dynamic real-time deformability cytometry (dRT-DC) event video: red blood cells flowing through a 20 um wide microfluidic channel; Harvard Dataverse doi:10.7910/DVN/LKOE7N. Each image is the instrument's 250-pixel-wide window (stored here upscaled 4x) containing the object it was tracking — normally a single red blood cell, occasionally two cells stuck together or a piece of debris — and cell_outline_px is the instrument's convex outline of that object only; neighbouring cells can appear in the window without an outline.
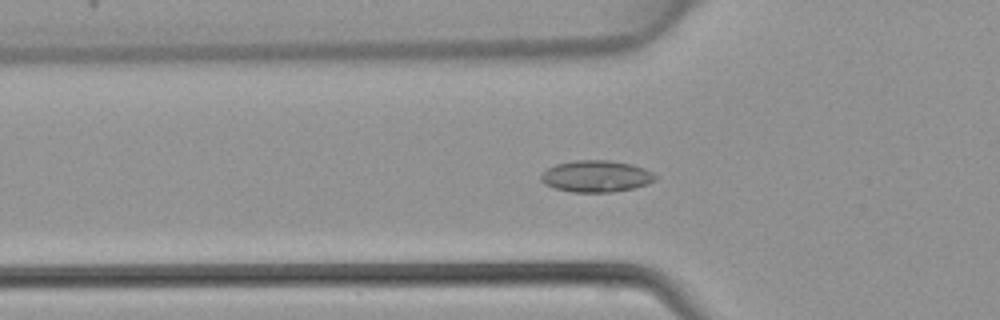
{"species": "common noctule bat (a hibernating species)", "species_latin": "Nyctalus noctula", "temperature_condition": "warm", "stored_images_in_passage": 46, "camera_frame_rate_fps": 3000, "um_per_image_px": 0.085, "animal": {"sex": "female", "body_mass_g": 22.7, "forearm_length_mm": 54.2}, "frame": {"image": 1, "passage_image": 16, "time_ms": 5.0, "image_size_px": [1000, 320], "cell_outline_px": [[656, 180], [648, 184], [632, 188], [612, 192], [572, 192], [556, 188], [544, 184], [540, 180], [540, 176], [548, 168], [556, 164], [576, 160], [608, 160], [632, 164], [644, 168], [652, 172], [656, 176]], "centroid_in_image_um": [50.68, 14.98], "position_along_channel_um": 75.1, "area_um2": 21.04}}
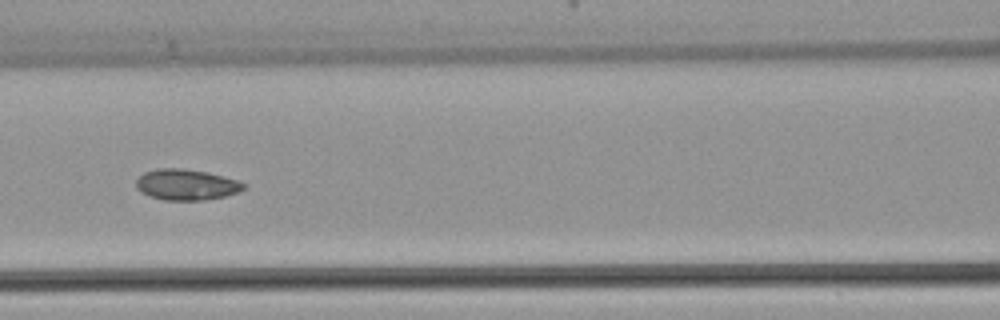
{"frame": {"image": 2, "passage_image": 21, "time_ms": 6.667, "image_size_px": [1000, 320], "cell_outline_px": [[248, 184], [240, 192], [224, 196], [204, 200], [164, 200], [140, 192], [136, 188], [136, 180], [144, 172], [156, 168], [184, 168], [208, 172], [224, 176]], "centroid_in_image_um": [15.85, 15.68], "position_along_channel_um": 150.8, "area_um2": 19.48}}
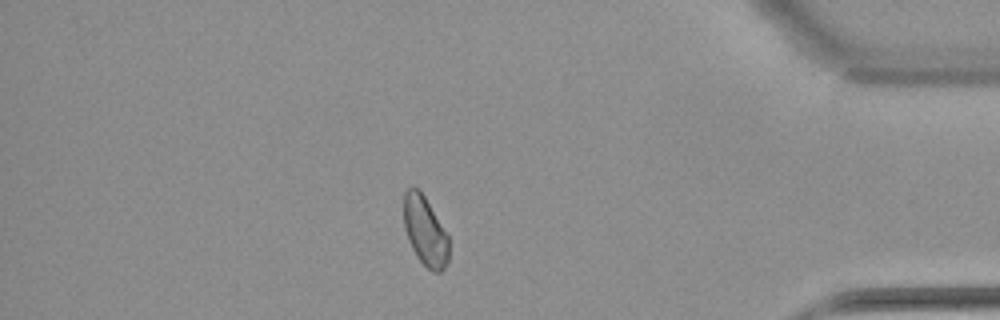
{"frame": {"image": 3, "passage_image": 40, "time_ms": 13.0, "image_size_px": [1000, 320], "cell_outline_px": [[448, 264], [440, 272], [432, 272], [416, 256], [408, 240], [404, 228], [404, 192], [412, 184], [424, 196], [448, 232]], "centroid_in_image_um": [36.14, 19.64], "position_along_channel_um": 399.1, "area_um2": 18.38}}